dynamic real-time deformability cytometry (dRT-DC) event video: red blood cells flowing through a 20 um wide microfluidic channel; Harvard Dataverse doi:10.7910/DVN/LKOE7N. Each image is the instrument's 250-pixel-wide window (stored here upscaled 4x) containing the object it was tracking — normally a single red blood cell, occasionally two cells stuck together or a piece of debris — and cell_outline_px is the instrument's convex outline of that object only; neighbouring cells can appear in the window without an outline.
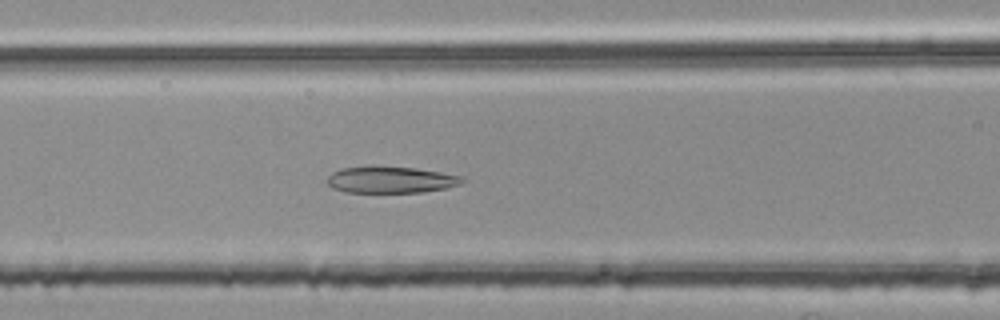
{"species": "common noctule bat (a hibernating species)", "species_latin": "Nyctalus noctula", "temperature_condition": "room temperature", "stored_images_in_passage": 47, "camera_frame_rate_fps": 3000, "um_per_image_px": 0.085, "animal": {"sex": "female", "body_mass_g": 25.1}, "frame": {"image": 1, "passage_image": 17, "time_ms": 5.333, "image_size_px": [1000, 320], "cell_outline_px": [[464, 180], [460, 184], [444, 188], [420, 192], [348, 192], [332, 188], [328, 184], [328, 176], [332, 172], [340, 168], [416, 168], [440, 172], [460, 176]], "centroid_in_image_um": [33.2, 15.3], "position_along_channel_um": 133.4, "area_um2": 20.06}}
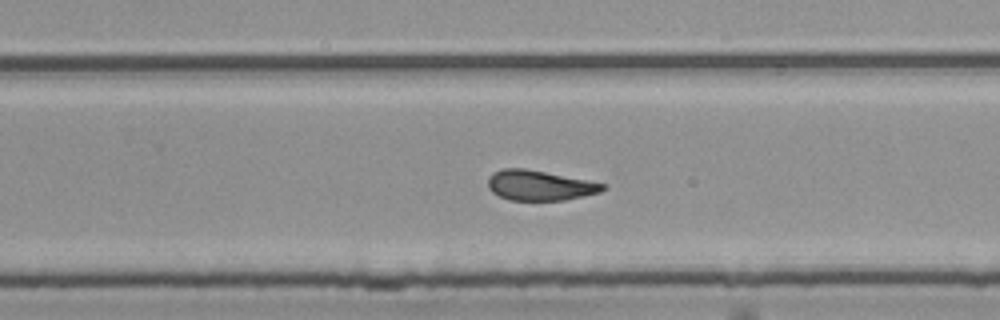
{"frame": {"image": 2, "passage_image": 29, "time_ms": 9.333, "image_size_px": [1000, 320], "cell_outline_px": [[608, 188], [600, 192], [584, 196], [564, 200], [508, 200], [492, 192], [488, 188], [488, 176], [492, 172], [504, 168], [524, 168], [588, 180], [608, 184]], "centroid_in_image_um": [45.88, 15.75], "position_along_channel_um": 283.9, "area_um2": 20.29}}
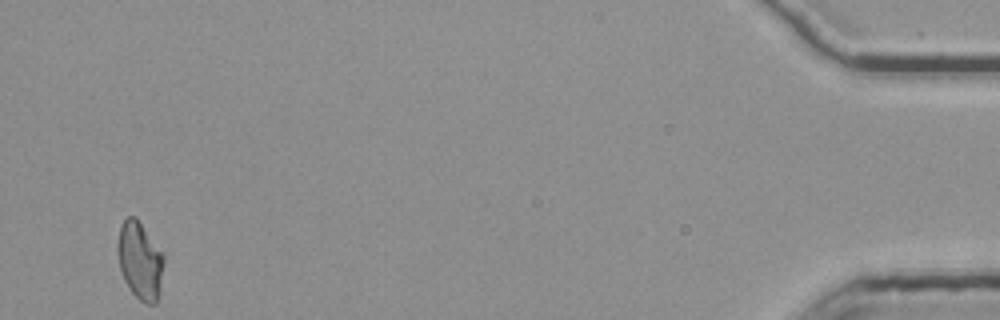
{"frame": {"image": 3, "passage_image": 47, "time_ms": 15.333, "image_size_px": [1000, 320], "cell_outline_px": [[164, 260], [156, 304], [144, 304], [132, 292], [124, 280], [120, 272], [116, 248], [116, 244], [120, 224], [128, 216], [136, 216], [164, 252]], "centroid_in_image_um": [11.87, 22.09], "position_along_channel_um": 423.3, "area_um2": 21.21}, "authors_computed_cell_mechanics": {"area_um2": 21.0392, "velocity_mm_per_s": 3.7782, "shape_relaxation_time_tau1_ms": null, "shape_relaxation_time_tau2_ms": 1.8655, "deformation_change_tau1": null, "deformation_change_tau2": 0.0909}}